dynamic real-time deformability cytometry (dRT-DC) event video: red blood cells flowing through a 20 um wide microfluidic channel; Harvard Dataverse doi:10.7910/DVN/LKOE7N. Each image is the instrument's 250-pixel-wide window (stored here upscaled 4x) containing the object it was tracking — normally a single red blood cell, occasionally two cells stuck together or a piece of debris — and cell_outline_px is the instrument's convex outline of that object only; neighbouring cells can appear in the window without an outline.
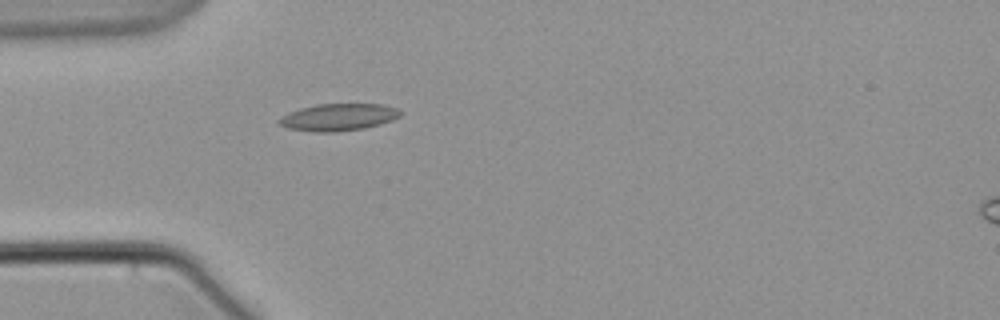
{"species": "common noctule bat (a hibernating species)", "species_latin": "Nyctalus noctula", "temperature_condition": "warm", "stored_images_in_passage": 1, "camera_frame_rate_fps": 3000, "um_per_image_px": 0.085, "animal": {"sex": "male", "body_mass_g": 21.5, "forearm_length_mm": 52.0}, "frame": {"image": 1, "passage_image": 1, "time_ms": 0.0, "image_size_px": [1000, 320], "cell_outline_px": [[404, 112], [400, 116], [392, 120], [380, 124], [364, 128], [336, 132], [312, 132], [288, 128], [276, 124], [276, 120], [288, 112], [300, 108], [316, 104], [380, 104], [396, 108]], "centroid_in_image_um": [28.72, 9.96], "position_along_channel_um": 56.3, "area_um2": 19.36}}